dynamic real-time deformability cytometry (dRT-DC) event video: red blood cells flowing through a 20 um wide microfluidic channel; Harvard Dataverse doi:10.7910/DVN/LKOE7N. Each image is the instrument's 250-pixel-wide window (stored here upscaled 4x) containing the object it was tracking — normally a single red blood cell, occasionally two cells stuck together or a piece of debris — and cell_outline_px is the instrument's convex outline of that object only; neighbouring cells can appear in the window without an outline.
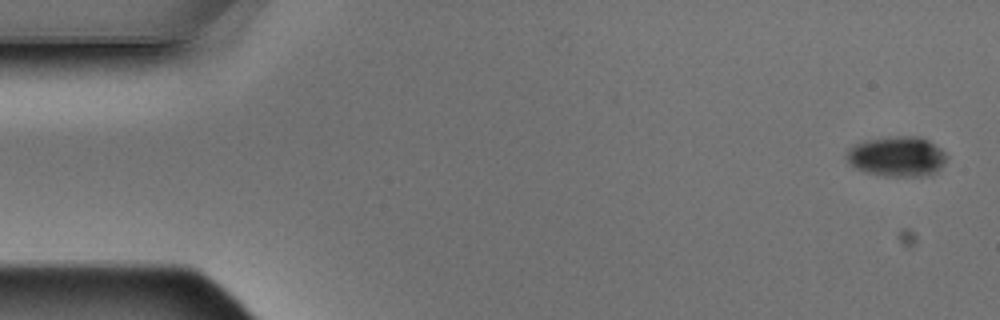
{"species": "Egyptian fruit bat (a non-hibernating species)", "species_latin": "Rousettus aegyptiacus", "temperature_condition": "warm", "stored_images_in_passage": 5, "camera_frame_rate_fps": 3000, "um_per_image_px": 0.085, "animal": {"sex": "male"}, "frame": {"image": 1, "passage_image": 1, "time_ms": 0.0, "image_size_px": [1000, 320], "cell_outline_px": [[948, 156], [944, 164], [932, 176], [884, 176], [864, 172], [848, 164], [844, 156], [848, 148], [864, 140], [900, 136], [920, 136], [928, 140], [940, 148]], "centroid_in_image_um": [76.23, 13.31], "position_along_channel_um": 8.8, "area_um2": 23.76}}
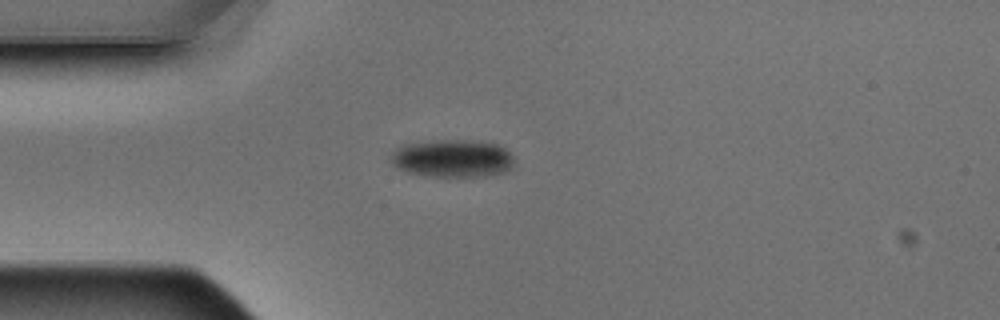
{"frame": {"image": 2, "passage_image": 4, "time_ms": 1.0, "image_size_px": [1000, 320], "cell_outline_px": [[512, 168], [504, 172], [484, 176], [428, 176], [408, 172], [396, 168], [392, 164], [392, 152], [396, 148], [404, 144], [436, 140], [480, 140], [496, 144], [504, 148], [512, 156]], "centroid_in_image_um": [38.45, 13.45], "position_along_channel_um": 46.6, "area_um2": 27.11}}